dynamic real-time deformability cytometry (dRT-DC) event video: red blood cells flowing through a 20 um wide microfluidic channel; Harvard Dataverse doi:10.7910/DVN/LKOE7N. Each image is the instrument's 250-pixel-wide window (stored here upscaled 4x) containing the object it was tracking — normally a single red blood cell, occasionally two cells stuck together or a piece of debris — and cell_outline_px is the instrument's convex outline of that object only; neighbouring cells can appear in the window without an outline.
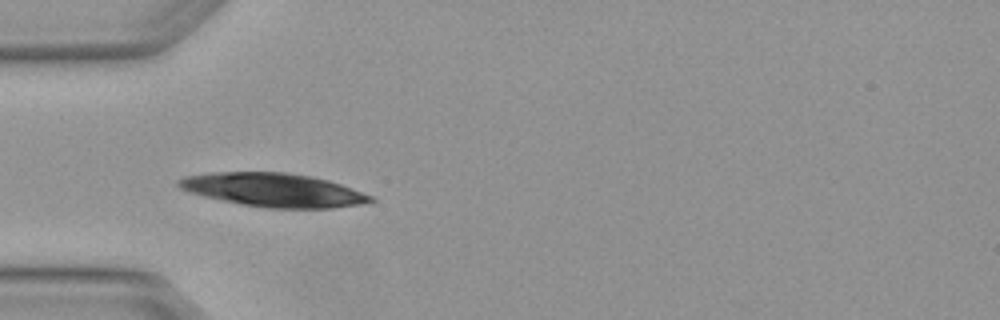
{"species": "Egyptian fruit bat (a non-hibernating species)", "species_latin": "Rousettus aegyptiacus", "temperature_condition": "warm", "stored_images_in_passage": 4, "camera_frame_rate_fps": 3000, "um_per_image_px": 0.085, "animal": {"sex": "female"}, "frame": {"image": 1, "passage_image": 3, "time_ms": 0.667, "image_size_px": [1000, 320], "cell_outline_px": [[376, 200], [356, 204], [332, 208], [268, 208], [240, 204], [204, 196], [180, 188], [176, 184], [176, 180], [184, 176], [208, 172], [288, 172], [312, 176], [328, 180], [352, 188], [372, 196]], "centroid_in_image_um": [23.2, 16.13], "position_along_channel_um": 61.8, "area_um2": 37.45}}